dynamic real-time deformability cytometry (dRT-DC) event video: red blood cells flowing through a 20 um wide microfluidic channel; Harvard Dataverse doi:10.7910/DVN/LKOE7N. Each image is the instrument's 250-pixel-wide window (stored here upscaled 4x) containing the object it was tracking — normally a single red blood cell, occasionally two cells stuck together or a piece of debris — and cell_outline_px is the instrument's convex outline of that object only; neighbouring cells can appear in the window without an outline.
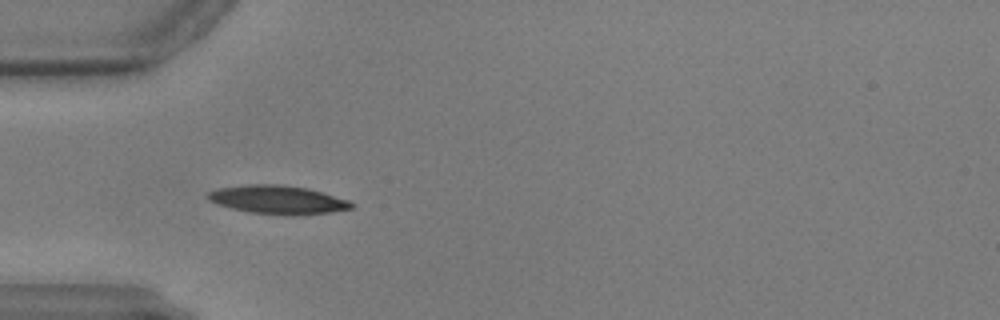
{"species": "common noctule bat (a hibernating species)", "species_latin": "Nyctalus noctula", "temperature_condition": "warm", "stored_images_in_passage": 41, "camera_frame_rate_fps": 3000, "um_per_image_px": 0.085, "animal": {"sex": "male", "body_mass_g": 17.9, "forearm_length_mm": 54.2}, "frame": {"image": 1, "passage_image": 1, "time_ms": 0.0, "image_size_px": [1000, 320], "cell_outline_px": [[356, 204], [352, 208], [332, 212], [292, 216], [284, 216], [248, 212], [232, 208], [208, 200], [204, 196], [208, 192], [216, 188], [244, 184], [280, 184], [308, 188], [348, 200]], "centroid_in_image_um": [23.59, 16.98], "position_along_channel_um": 61.4, "area_um2": 24.22}}
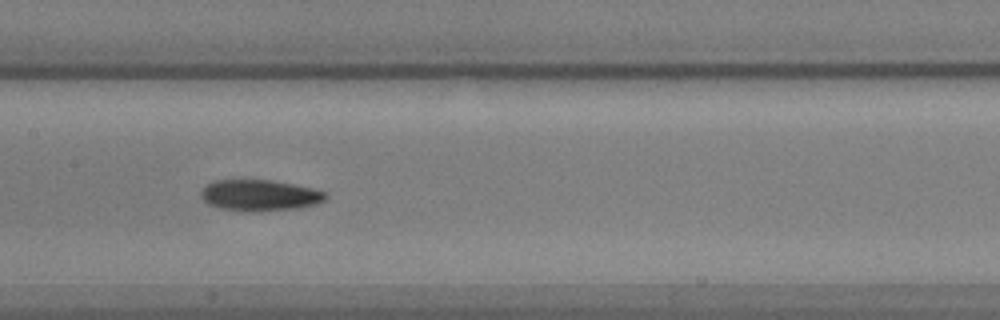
{"frame": {"image": 2, "passage_image": 12, "time_ms": 3.667, "image_size_px": [1000, 320], "cell_outline_px": [[328, 196], [324, 200], [316, 204], [296, 208], [260, 212], [240, 212], [220, 208], [208, 204], [200, 196], [200, 192], [212, 180], [272, 180], [312, 188], [328, 192]], "centroid_in_image_um": [22.07, 16.61], "position_along_channel_um": 185.3, "area_um2": 22.89}}
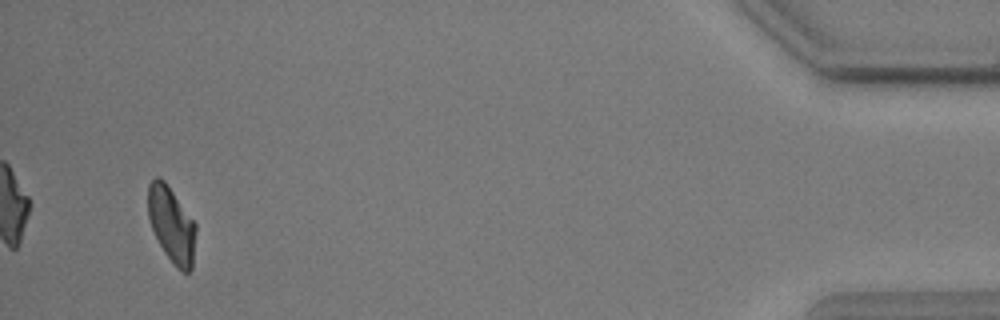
{"frame": {"image": 3, "passage_image": 39, "time_ms": 12.667, "image_size_px": [1000, 320], "cell_outline_px": [[196, 232], [192, 268], [188, 272], [180, 272], [176, 268], [164, 252], [152, 228], [148, 216], [148, 184], [156, 176], [160, 176], [164, 180], [196, 224]], "centroid_in_image_um": [14.58, 19.1], "position_along_channel_um": 420.6, "area_um2": 20.98}}